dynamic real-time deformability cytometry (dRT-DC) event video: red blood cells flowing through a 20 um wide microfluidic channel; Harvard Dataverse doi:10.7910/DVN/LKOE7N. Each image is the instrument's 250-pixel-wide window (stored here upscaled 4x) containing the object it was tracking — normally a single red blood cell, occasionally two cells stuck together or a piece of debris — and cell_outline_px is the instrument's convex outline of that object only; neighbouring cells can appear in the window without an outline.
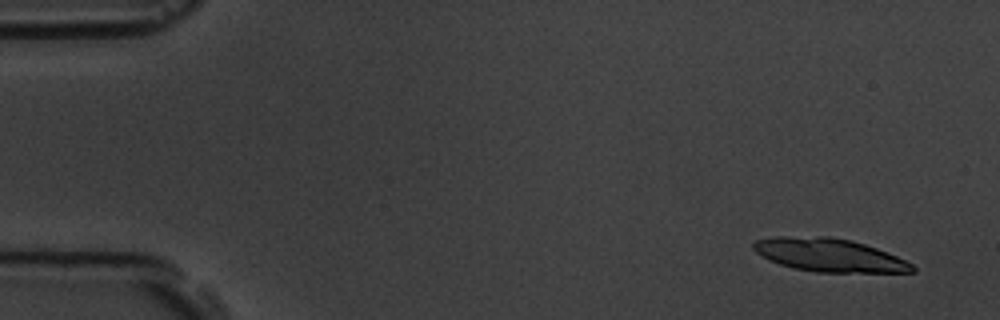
{"species": "common noctule bat (a hibernating species)", "species_latin": "Nyctalus noctula", "temperature_condition": "room temperature", "stored_images_in_passage": 4, "camera_frame_rate_fps": 3000, "um_per_image_px": 0.085, "animal": {"sex": "male", "body_mass_g": 19.5, "forearm_length_mm": 54.6}, "frame": {"image": 1, "passage_image": 1, "time_ms": 0.0, "image_size_px": [1000, 320], "cell_outline_px": [[916, 272], [816, 272], [792, 268], [768, 260], [756, 252], [752, 248], [752, 240], [772, 236], [828, 236], [852, 240], [876, 248], [896, 256], [912, 264], [916, 268]], "centroid_in_image_um": [70.42, 21.67], "position_along_channel_um": 14.6, "area_um2": 30.92}}